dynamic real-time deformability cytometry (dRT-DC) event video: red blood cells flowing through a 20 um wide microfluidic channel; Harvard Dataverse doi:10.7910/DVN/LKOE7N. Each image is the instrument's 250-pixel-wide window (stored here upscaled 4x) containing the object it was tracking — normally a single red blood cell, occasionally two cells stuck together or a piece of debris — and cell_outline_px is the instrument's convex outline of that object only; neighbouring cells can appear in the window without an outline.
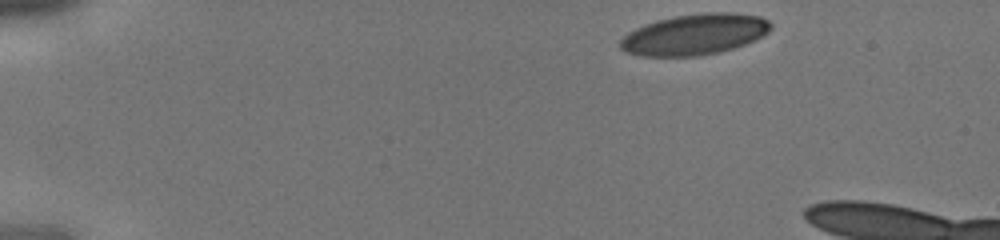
{"species": "human", "species_latin": "Homo sapiens", "temperature_condition": "cold", "stored_images_in_passage": 9, "camera_frame_rate_fps": 3000, "um_per_image_px": 0.085, "donor": {"sex": "male"}, "frame": {"image": 1, "passage_image": 1, "time_ms": 0.0, "image_size_px": [1000, 240], "cell_outline_px": [[772, 28], [768, 32], [744, 44], [720, 52], [700, 56], [640, 56], [624, 52], [620, 48], [620, 40], [628, 32], [644, 24], [656, 20], [676, 16], [704, 12], [732, 12], [760, 16], [768, 20], [772, 24]], "centroid_in_image_um": [59.02, 2.92], "position_along_channel_um": 26.0, "area_um2": 35.95}}